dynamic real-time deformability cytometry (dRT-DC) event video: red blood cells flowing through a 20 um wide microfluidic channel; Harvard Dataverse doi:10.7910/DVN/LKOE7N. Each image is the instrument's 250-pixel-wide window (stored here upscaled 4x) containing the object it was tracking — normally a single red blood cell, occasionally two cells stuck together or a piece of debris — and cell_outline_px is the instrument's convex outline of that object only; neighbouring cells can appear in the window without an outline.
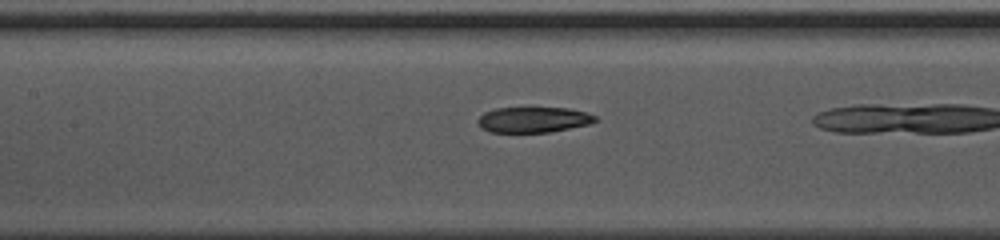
{"species": "common noctule bat (a hibernating species)", "species_latin": "Nyctalus noctula", "temperature_condition": "warm", "stored_images_in_passage": 9, "camera_frame_rate_fps": 3000, "um_per_image_px": 0.085, "animal": {"sex": "female", "body_mass_g": 10.0, "forearm_length_mm": 53.1}, "frame": {"image": 1, "passage_image": 7, "time_ms": 2.0, "image_size_px": [1000, 240], "cell_outline_px": [[596, 120], [588, 124], [548, 132], [488, 132], [480, 128], [476, 120], [484, 112], [496, 108], [568, 108], [584, 112], [596, 116]], "centroid_in_image_um": [45.26, 10.17], "position_along_channel_um": 162.1, "area_um2": 17.34}}